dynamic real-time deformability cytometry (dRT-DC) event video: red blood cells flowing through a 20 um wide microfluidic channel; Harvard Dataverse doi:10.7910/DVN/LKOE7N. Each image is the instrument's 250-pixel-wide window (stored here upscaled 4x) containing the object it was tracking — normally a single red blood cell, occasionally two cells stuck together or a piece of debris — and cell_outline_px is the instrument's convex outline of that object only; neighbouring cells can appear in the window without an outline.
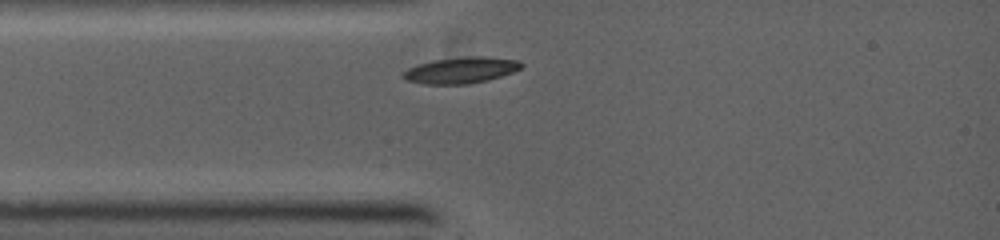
{"species": "common noctule bat (a hibernating species)", "species_latin": "Nyctalus noctula", "temperature_condition": "warm", "stored_images_in_passage": 1, "camera_frame_rate_fps": 5000, "um_per_image_px": 0.085, "animal": {"sex": "female", "body_mass_g": 19.0, "forearm_length_mm": 53.3}, "frame": {"image": 1, "passage_image": 1, "time_ms": 0.0, "image_size_px": [1000, 240], "cell_outline_px": [[524, 64], [520, 68], [512, 72], [488, 80], [468, 84], [424, 84], [404, 80], [400, 76], [408, 68], [432, 60], [460, 56], [484, 56], [520, 60]], "centroid_in_image_um": [39.17, 5.96], "position_along_channel_um": 45.8, "area_um2": 18.21}}